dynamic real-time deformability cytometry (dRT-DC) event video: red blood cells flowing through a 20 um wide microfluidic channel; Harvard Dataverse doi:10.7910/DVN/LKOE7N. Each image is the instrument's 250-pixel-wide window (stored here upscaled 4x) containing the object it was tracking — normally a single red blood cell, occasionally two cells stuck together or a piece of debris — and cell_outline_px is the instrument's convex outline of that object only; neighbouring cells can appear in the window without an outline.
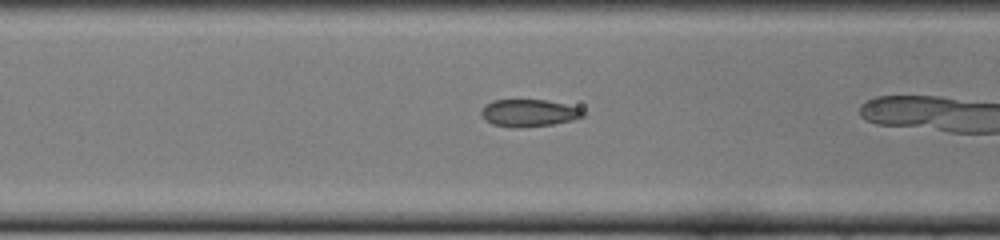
{"species": "common noctule bat (a hibernating species)", "species_latin": "Nyctalus noctula", "temperature_condition": "cold", "stored_images_in_passage": 17, "camera_frame_rate_fps": 3000, "um_per_image_px": 0.085, "animal": {"sex": "female", "body_mass_g": 22.0, "forearm_length_mm": 56.7}, "frame": {"image": 1, "passage_image": 15, "time_ms": 4.667, "image_size_px": [1000, 240], "cell_outline_px": [[584, 116], [572, 120], [552, 124], [520, 128], [512, 128], [492, 124], [484, 120], [480, 112], [484, 104], [492, 100], [544, 100], [564, 104], [580, 108], [584, 112]], "centroid_in_image_um": [44.89, 9.61], "position_along_channel_um": 121.7, "area_um2": 16.24}}